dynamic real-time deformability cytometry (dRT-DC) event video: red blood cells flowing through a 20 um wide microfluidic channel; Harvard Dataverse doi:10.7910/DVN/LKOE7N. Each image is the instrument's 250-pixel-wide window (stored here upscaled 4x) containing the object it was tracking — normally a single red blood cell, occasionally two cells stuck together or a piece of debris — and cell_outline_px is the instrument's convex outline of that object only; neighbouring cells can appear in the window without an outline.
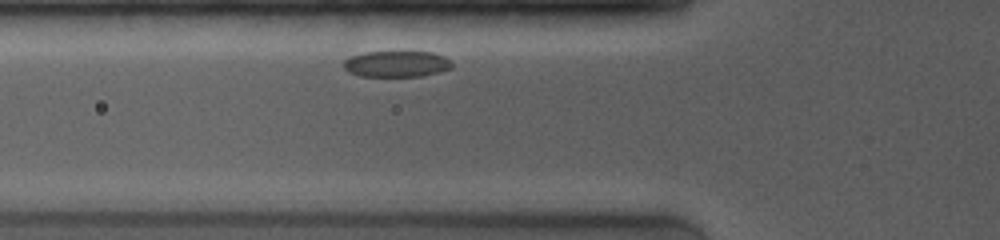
{"species": "common noctule bat (a hibernating species)", "species_latin": "Nyctalus noctula", "temperature_condition": "room temperature", "stored_images_in_passage": 32, "camera_frame_rate_fps": 4000, "um_per_image_px": 0.085, "animal": {"sex": "female", "body_mass_g": 19.0, "forearm_length_mm": 53.3}, "frame": {"image": 1, "passage_image": 3, "time_ms": 0.5, "image_size_px": [1000, 240], "cell_outline_px": [[452, 68], [420, 76], [360, 76], [348, 72], [344, 68], [344, 60], [352, 56], [364, 52], [432, 52], [444, 56], [452, 60]], "centroid_in_image_um": [33.71, 5.43], "position_along_channel_um": 92.1, "area_um2": 16.42}}
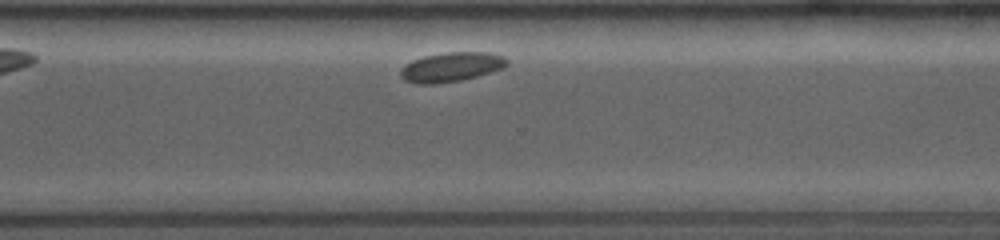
{"frame": {"image": 2, "passage_image": 26, "time_ms": 7.25, "image_size_px": [1000, 240], "cell_outline_px": [[508, 64], [504, 68], [476, 76], [460, 80], [436, 84], [416, 84], [404, 80], [400, 76], [400, 68], [404, 64], [412, 60], [424, 56], [444, 52], [488, 52], [504, 56], [508, 60]], "centroid_in_image_um": [38.33, 5.69], "position_along_channel_um": 332.3, "area_um2": 18.44}}
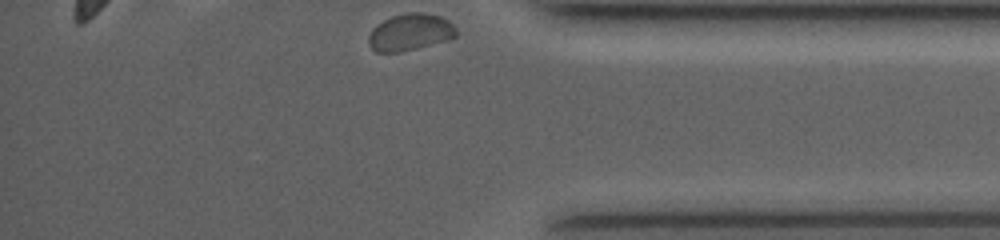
{"frame": {"image": 3, "passage_image": 32, "time_ms": 9.25, "image_size_px": [1000, 240], "cell_outline_px": [[456, 36], [452, 40], [400, 52], [376, 52], [368, 44], [368, 36], [372, 28], [376, 24], [392, 16], [408, 12], [424, 12], [440, 16], [448, 20], [456, 28]], "centroid_in_image_um": [34.87, 2.74], "position_along_channel_um": 400.3, "area_um2": 19.13}}